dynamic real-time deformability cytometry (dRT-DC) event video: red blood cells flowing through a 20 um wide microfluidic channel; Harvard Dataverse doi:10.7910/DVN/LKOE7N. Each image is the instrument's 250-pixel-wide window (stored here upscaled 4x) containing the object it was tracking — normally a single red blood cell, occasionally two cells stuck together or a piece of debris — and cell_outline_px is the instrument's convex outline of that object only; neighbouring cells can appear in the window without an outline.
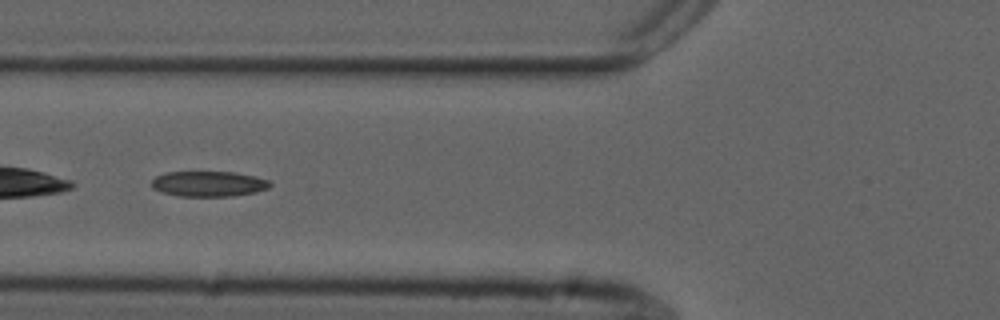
{"species": "common noctule bat (a hibernating species)", "species_latin": "Nyctalus noctula", "temperature_condition": "cold", "stored_images_in_passage": 36, "camera_frame_rate_fps": 3000, "um_per_image_px": 0.085, "animal": {"sex": "male", "forearm_length_mm": 52.5}, "frame": {"image": 1, "passage_image": 8, "time_ms": 2.333, "image_size_px": [1000, 320], "cell_outline_px": [[272, 184], [268, 188], [256, 192], [232, 196], [176, 196], [152, 188], [152, 180], [156, 176], [168, 172], [236, 172], [268, 180]], "centroid_in_image_um": [17.73, 15.63], "position_along_channel_um": 108.1, "area_um2": 17.4}}
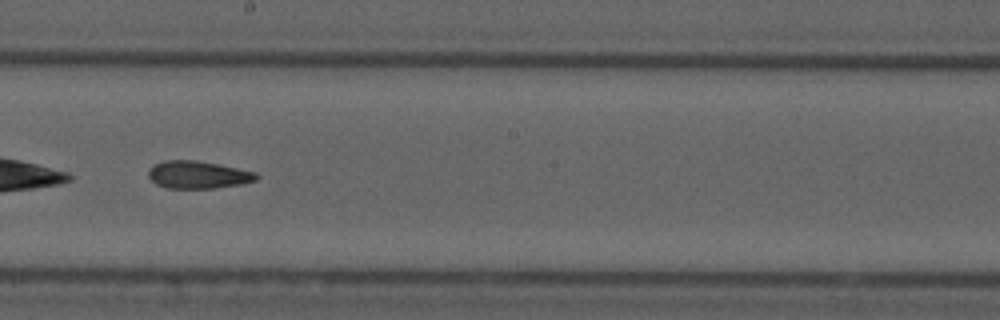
{"frame": {"image": 2, "passage_image": 18, "time_ms": 5.667, "image_size_px": [1000, 320], "cell_outline_px": [[260, 176], [256, 180], [240, 184], [216, 188], [168, 188], [156, 184], [148, 176], [148, 168], [164, 160], [196, 160], [256, 172]], "centroid_in_image_um": [16.82, 14.85], "position_along_channel_um": 231.4, "area_um2": 17.22}}
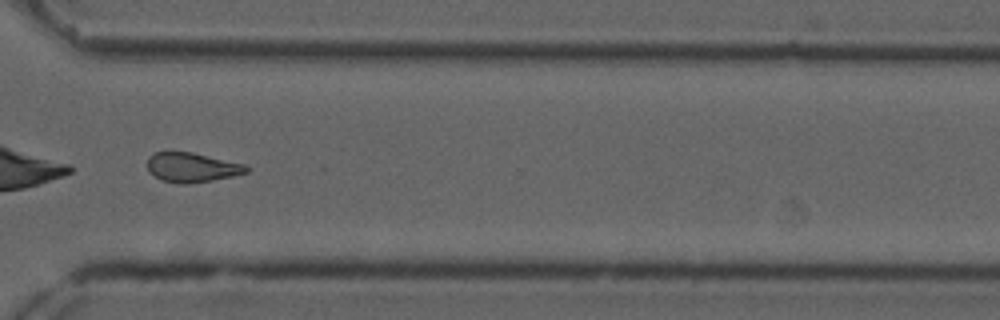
{"frame": {"image": 3, "passage_image": 28, "time_ms": 9.0, "image_size_px": [1000, 320], "cell_outline_px": [[248, 172], [232, 176], [212, 180], [184, 184], [180, 184], [160, 180], [148, 172], [148, 156], [156, 152], [168, 148], [192, 152], [244, 164], [248, 168]], "centroid_in_image_um": [16.22, 14.19], "position_along_channel_um": 354.4, "area_um2": 17.46}, "authors_computed_cell_mechanics": {"area_um2": 17.6001, "velocity_mm_per_s": 3.6929, "shape_relaxation_time_tau1_ms": null, "shape_relaxation_time_tau2_ms": 4.8977, "deformation_change_tau1": null, "deformation_change_tau2": 0.1335}}